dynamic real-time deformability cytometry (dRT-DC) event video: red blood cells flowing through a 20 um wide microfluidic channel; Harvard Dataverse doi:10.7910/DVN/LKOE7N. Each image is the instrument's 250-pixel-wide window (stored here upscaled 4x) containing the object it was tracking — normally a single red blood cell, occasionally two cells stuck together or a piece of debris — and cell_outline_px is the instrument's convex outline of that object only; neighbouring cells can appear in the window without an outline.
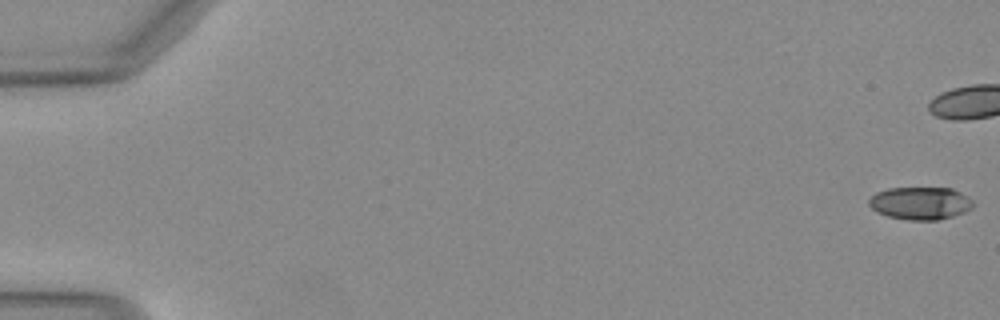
{"species": "Egyptian fruit bat (a non-hibernating species)", "species_latin": "Rousettus aegyptiacus", "temperature_condition": "warm", "stored_images_in_passage": 16, "camera_frame_rate_fps": 3000, "um_per_image_px": 0.085, "animal": {"sex": "female"}, "frame": {"image": 1, "passage_image": 1, "time_ms": 0.0, "image_size_px": [1000, 320], "cell_outline_px": [[972, 208], [964, 212], [952, 216], [936, 220], [908, 220], [888, 216], [876, 212], [868, 204], [868, 200], [876, 192], [888, 188], [952, 188], [968, 196], [972, 200]], "centroid_in_image_um": [78.21, 17.27], "position_along_channel_um": 6.8, "area_um2": 19.83}}